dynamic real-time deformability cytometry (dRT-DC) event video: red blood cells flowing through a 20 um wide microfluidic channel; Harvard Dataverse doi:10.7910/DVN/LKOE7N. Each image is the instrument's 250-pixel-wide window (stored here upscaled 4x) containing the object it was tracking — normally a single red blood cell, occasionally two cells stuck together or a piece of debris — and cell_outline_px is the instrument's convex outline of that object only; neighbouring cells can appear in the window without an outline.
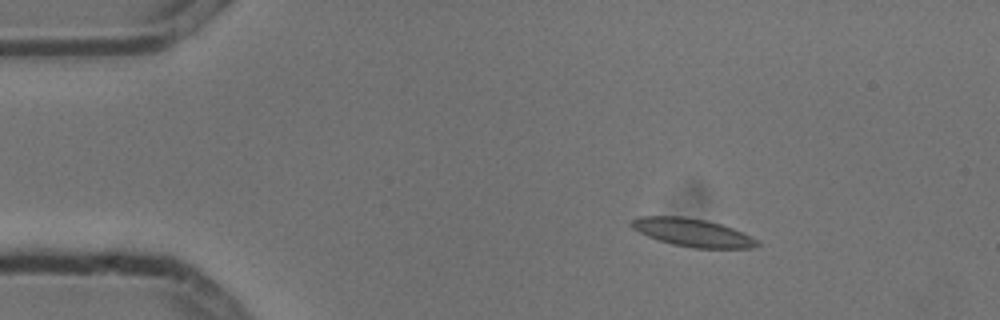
{"species": "common noctule bat (a hibernating species)", "species_latin": "Nyctalus noctula", "temperature_condition": "cold", "stored_images_in_passage": 3, "camera_frame_rate_fps": 3000, "um_per_image_px": 0.085, "animal": {"sex": "male", "body_mass_g": 13.3}, "frame": {"image": 1, "passage_image": 2, "time_ms": 0.333, "image_size_px": [1000, 320], "cell_outline_px": [[760, 244], [752, 248], [692, 248], [672, 244], [648, 236], [632, 228], [628, 224], [632, 220], [640, 216], [684, 216], [708, 220], [732, 228], [752, 236]], "centroid_in_image_um": [58.85, 19.76], "position_along_channel_um": 26.1, "area_um2": 20.52}}